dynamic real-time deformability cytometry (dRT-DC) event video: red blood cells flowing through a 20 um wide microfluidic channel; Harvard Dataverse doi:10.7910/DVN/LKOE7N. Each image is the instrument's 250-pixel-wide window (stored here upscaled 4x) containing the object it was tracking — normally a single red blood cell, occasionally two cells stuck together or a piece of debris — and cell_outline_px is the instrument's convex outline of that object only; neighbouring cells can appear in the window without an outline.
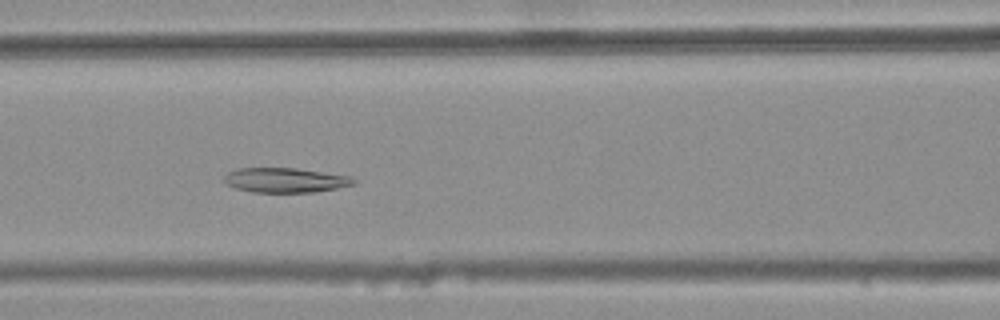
{"species": "common noctule bat (a hibernating species)", "species_latin": "Nyctalus noctula", "temperature_condition": "warm", "stored_images_in_passage": 33, "camera_frame_rate_fps": 3000, "um_per_image_px": 0.085, "animal": {"sex": "female", "body_mass_g": 25.1}, "frame": {"image": 1, "passage_image": 11, "time_ms": 3.333, "image_size_px": [1000, 320], "cell_outline_px": [[356, 184], [336, 188], [312, 192], [252, 192], [236, 188], [228, 184], [224, 180], [224, 176], [228, 172], [236, 168], [296, 168], [352, 176], [356, 180]], "centroid_in_image_um": [24.27, 15.3], "position_along_channel_um": 142.3, "area_um2": 18.61}}
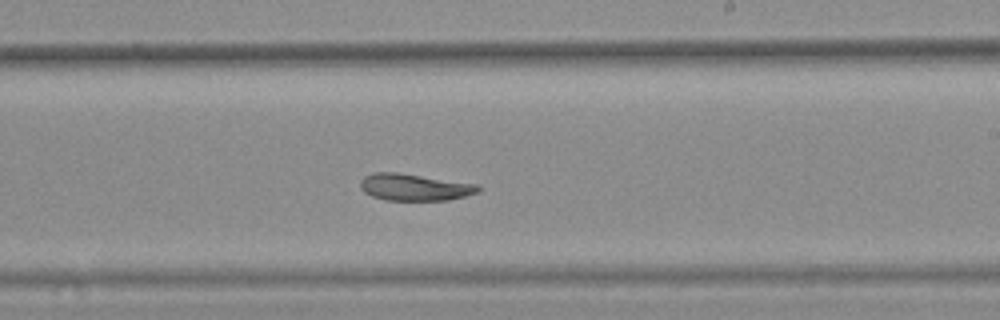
{"frame": {"image": 2, "passage_image": 20, "time_ms": 6.333, "image_size_px": [1000, 320], "cell_outline_px": [[480, 188], [476, 192], [464, 196], [448, 200], [384, 200], [372, 196], [364, 192], [360, 188], [360, 180], [364, 176], [372, 172], [400, 172], [480, 184]], "centroid_in_image_um": [35.2, 15.89], "position_along_channel_um": 253.8, "area_um2": 18.67}}
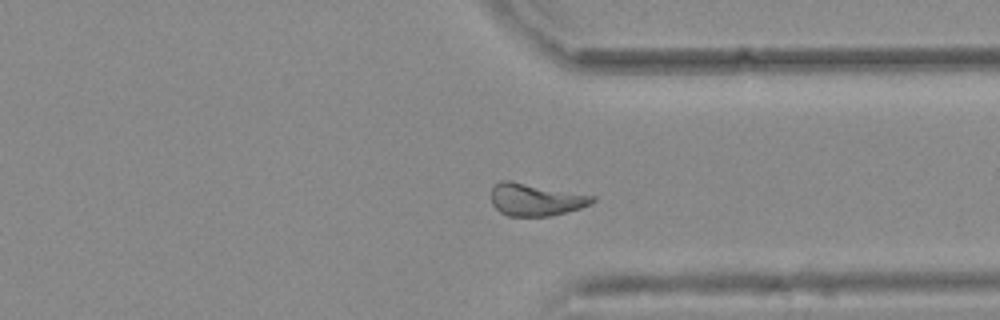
{"frame": {"image": 3, "passage_image": 29, "time_ms": 9.333, "image_size_px": [1000, 320], "cell_outline_px": [[596, 200], [592, 204], [580, 208], [548, 216], [508, 216], [500, 212], [492, 204], [492, 188], [500, 180], [512, 180], [596, 196]], "centroid_in_image_um": [45.54, 16.95], "position_along_channel_um": 365.9, "area_um2": 19.19}, "authors_computed_cell_mechanics": {"area_um2": 19.074, "velocity_mm_per_s": 3.7232, "shape_relaxation_time_tau1_ms": null, "shape_relaxation_time_tau2_ms": 9.1017, "deformation_change_tau1": null, "deformation_change_tau2": 0.1319}}